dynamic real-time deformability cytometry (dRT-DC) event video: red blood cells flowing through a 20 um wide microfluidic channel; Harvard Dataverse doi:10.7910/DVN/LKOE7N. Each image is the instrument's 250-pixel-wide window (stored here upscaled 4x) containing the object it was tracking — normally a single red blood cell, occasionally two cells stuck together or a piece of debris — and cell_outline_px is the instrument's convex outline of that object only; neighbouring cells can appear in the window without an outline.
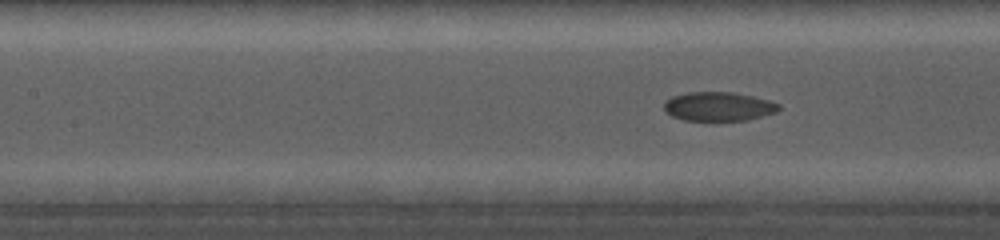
{"species": "common noctule bat (a hibernating species)", "species_latin": "Nyctalus noctula", "temperature_condition": "cold", "stored_images_in_passage": 48, "camera_frame_rate_fps": 5000, "um_per_image_px": 0.085, "animal": {"sex": "female", "body_mass_g": 19.0, "forearm_length_mm": 56.7}, "frame": {"image": 1, "passage_image": 33, "time_ms": 8.0, "image_size_px": [1000, 240], "cell_outline_px": [[780, 108], [776, 112], [748, 120], [716, 124], [684, 120], [672, 116], [664, 108], [664, 100], [672, 96], [688, 92], [732, 92], [752, 96], [768, 100], [780, 104]], "centroid_in_image_um": [61.06, 9.1], "position_along_channel_um": 146.3, "area_um2": 20.23}}
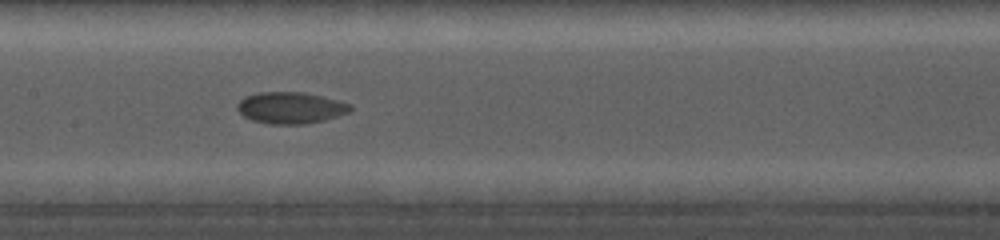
{"frame": {"image": 2, "passage_image": 37, "time_ms": 9.0, "image_size_px": [1000, 240], "cell_outline_px": [[352, 108], [348, 112], [324, 120], [304, 124], [268, 124], [252, 120], [244, 116], [236, 108], [236, 104], [244, 96], [260, 92], [304, 92], [352, 104]], "centroid_in_image_um": [24.66, 9.16], "position_along_channel_um": 182.7, "area_um2": 20.69}}
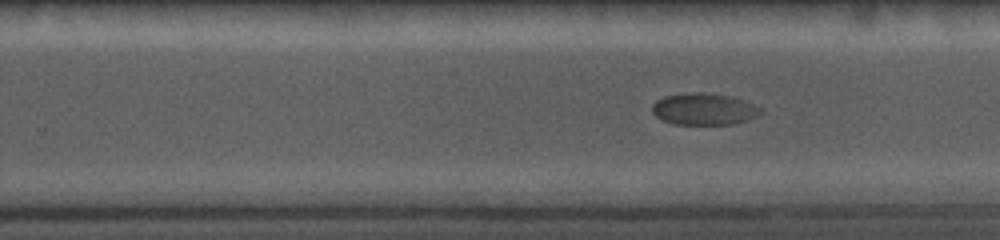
{"frame": {"image": 3, "passage_image": 47, "time_ms": 11.4, "image_size_px": [1000, 240], "cell_outline_px": [[764, 112], [748, 120], [732, 124], [672, 124], [660, 120], [652, 112], [652, 104], [656, 100], [664, 96], [688, 92], [700, 92], [732, 96], [764, 108]], "centroid_in_image_um": [59.83, 9.27], "position_along_channel_um": 270.0, "area_um2": 20.35}}